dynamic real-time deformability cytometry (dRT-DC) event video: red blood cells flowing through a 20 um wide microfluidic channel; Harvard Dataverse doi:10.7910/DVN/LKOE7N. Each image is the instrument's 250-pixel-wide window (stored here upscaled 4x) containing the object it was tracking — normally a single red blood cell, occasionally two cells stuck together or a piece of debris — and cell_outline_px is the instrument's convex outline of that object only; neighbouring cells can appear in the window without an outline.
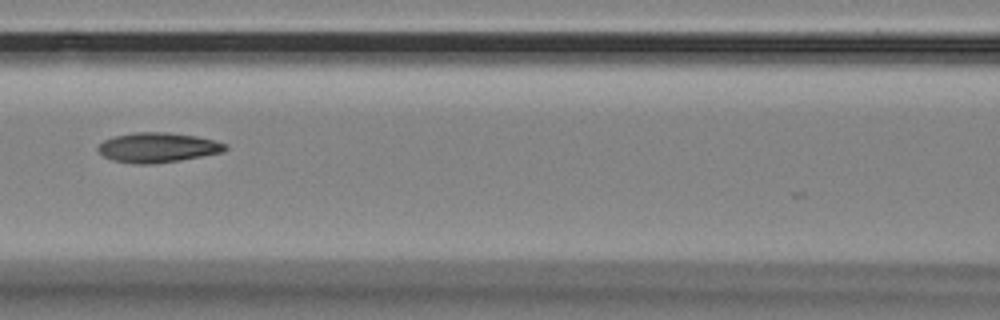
{"species": "Egyptian fruit bat (a non-hibernating species)", "species_latin": "Rousettus aegyptiacus", "temperature_condition": "room temperature", "stored_images_in_passage": 5, "camera_frame_rate_fps": 3000, "um_per_image_px": 0.085, "animal": {"sex": "female"}, "frame": {"image": 1, "passage_image": 5, "time_ms": 1.333, "image_size_px": [1000, 320], "cell_outline_px": [[228, 148], [224, 152], [180, 160], [152, 164], [132, 164], [112, 160], [104, 156], [96, 148], [104, 140], [112, 136], [136, 132], [168, 132], [196, 136], [216, 140], [228, 144]], "centroid_in_image_um": [13.43, 12.54], "position_along_channel_um": 153.2, "area_um2": 22.31}}